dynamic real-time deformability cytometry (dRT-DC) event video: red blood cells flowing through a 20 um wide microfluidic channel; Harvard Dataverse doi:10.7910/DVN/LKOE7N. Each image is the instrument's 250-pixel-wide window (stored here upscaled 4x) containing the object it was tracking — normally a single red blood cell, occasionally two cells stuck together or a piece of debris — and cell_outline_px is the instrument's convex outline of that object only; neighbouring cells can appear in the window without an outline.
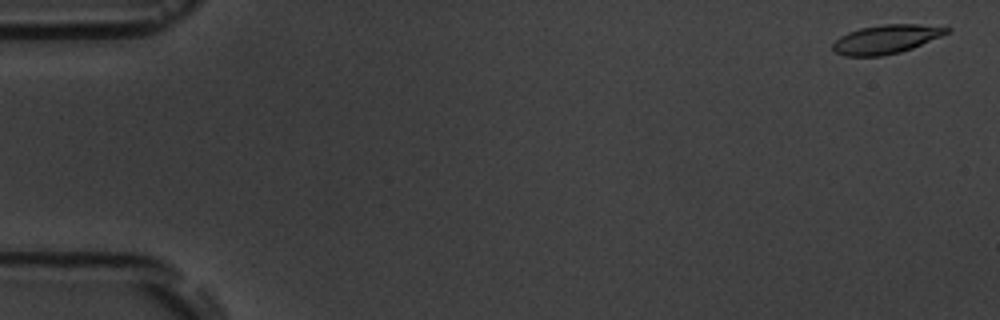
{"species": "common noctule bat (a hibernating species)", "species_latin": "Nyctalus noctula", "temperature_condition": "room temperature", "stored_images_in_passage": 10, "camera_frame_rate_fps": 3000, "um_per_image_px": 0.085, "animal": {"sex": "male", "body_mass_g": 19.5, "forearm_length_mm": 54.6}, "frame": {"image": 1, "passage_image": 1, "time_ms": 0.0, "image_size_px": [1000, 320], "cell_outline_px": [[952, 28], [948, 32], [940, 36], [912, 48], [900, 52], [880, 56], [844, 56], [836, 52], [832, 48], [832, 44], [840, 36], [848, 32], [860, 28], [884, 24], [916, 24]], "centroid_in_image_um": [75.28, 3.33], "position_along_channel_um": 9.7, "area_um2": 18.9}}
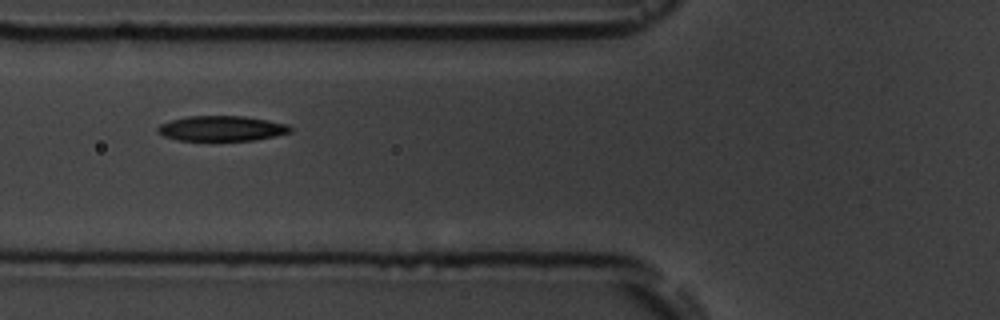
{"frame": {"image": 2, "passage_image": 6, "time_ms": 6.667, "image_size_px": [1000, 320], "cell_outline_px": [[292, 132], [256, 140], [176, 140], [164, 136], [156, 132], [156, 128], [160, 124], [184, 116], [244, 116], [268, 120], [288, 124], [292, 128]], "centroid_in_image_um": [18.83, 10.91], "position_along_channel_um": 107.0, "area_um2": 19.54}}
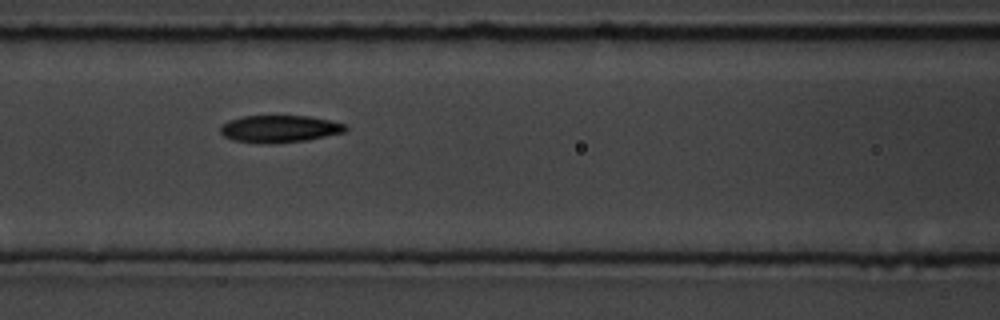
{"frame": {"image": 3, "passage_image": 7, "time_ms": 7.667, "image_size_px": [1000, 320], "cell_outline_px": [[348, 128], [344, 132], [308, 140], [264, 144], [232, 140], [224, 136], [220, 132], [220, 128], [228, 120], [244, 116], [308, 116], [328, 120], [344, 124]], "centroid_in_image_um": [23.74, 10.96], "position_along_channel_um": 142.9, "area_um2": 19.71}}